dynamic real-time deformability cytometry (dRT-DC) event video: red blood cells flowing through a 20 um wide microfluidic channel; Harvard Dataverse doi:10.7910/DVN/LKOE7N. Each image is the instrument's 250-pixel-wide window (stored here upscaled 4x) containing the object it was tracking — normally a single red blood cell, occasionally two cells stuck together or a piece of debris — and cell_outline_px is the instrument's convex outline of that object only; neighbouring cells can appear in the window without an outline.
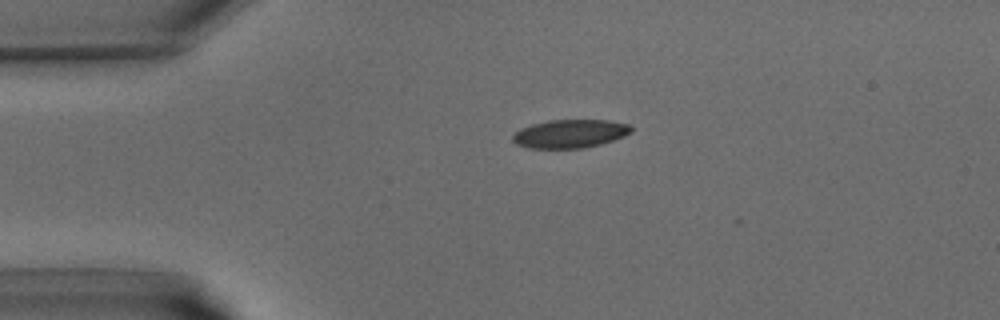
{"species": "common noctule bat (a hibernating species)", "species_latin": "Nyctalus noctula", "temperature_condition": "warm", "stored_images_in_passage": 30, "camera_frame_rate_fps": 3000, "um_per_image_px": 0.085, "animal": {"sex": "male", "body_mass_g": 15.6}, "frame": {"image": 1, "passage_image": 1, "time_ms": 0.0, "image_size_px": [1000, 320], "cell_outline_px": [[632, 132], [624, 136], [600, 144], [584, 148], [528, 148], [516, 144], [512, 140], [512, 136], [520, 128], [532, 124], [548, 120], [608, 120], [628, 124], [632, 128]], "centroid_in_image_um": [48.43, 11.36], "position_along_channel_um": 36.6, "area_um2": 19.59}}
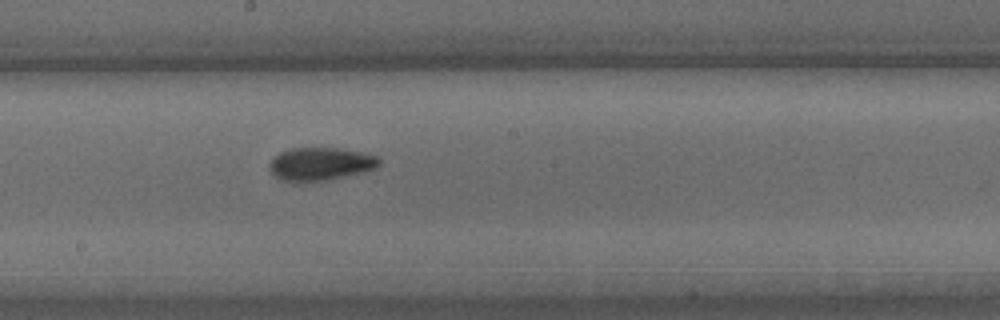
{"frame": {"image": 2, "passage_image": 14, "time_ms": 4.333, "image_size_px": [1000, 320], "cell_outline_px": [[380, 164], [376, 168], [364, 172], [304, 184], [292, 184], [280, 180], [268, 168], [268, 164], [272, 156], [280, 152], [292, 148], [336, 148], [364, 152], [376, 156], [380, 160]], "centroid_in_image_um": [27.17, 13.96], "position_along_channel_um": 221.0, "area_um2": 21.68}}
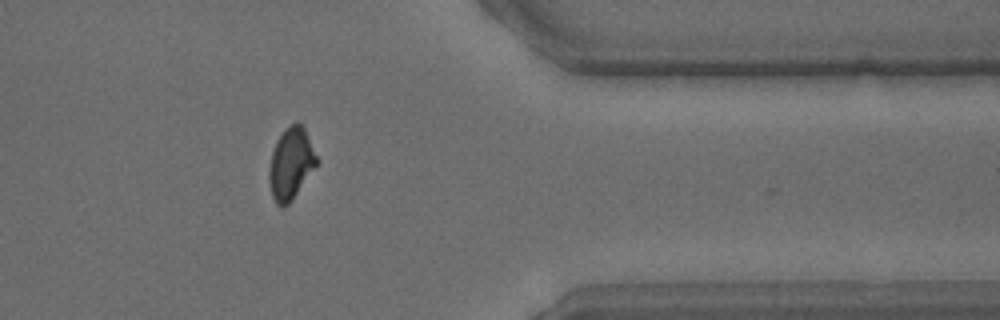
{"frame": {"image": 3, "passage_image": 25, "time_ms": 8.0, "image_size_px": [1000, 320], "cell_outline_px": [[320, 160], [292, 200], [288, 204], [280, 208], [276, 204], [272, 196], [268, 176], [268, 172], [272, 152], [276, 140], [284, 128], [296, 120], [304, 128]], "centroid_in_image_um": [24.73, 13.89], "position_along_channel_um": 386.7, "area_um2": 20.06}}